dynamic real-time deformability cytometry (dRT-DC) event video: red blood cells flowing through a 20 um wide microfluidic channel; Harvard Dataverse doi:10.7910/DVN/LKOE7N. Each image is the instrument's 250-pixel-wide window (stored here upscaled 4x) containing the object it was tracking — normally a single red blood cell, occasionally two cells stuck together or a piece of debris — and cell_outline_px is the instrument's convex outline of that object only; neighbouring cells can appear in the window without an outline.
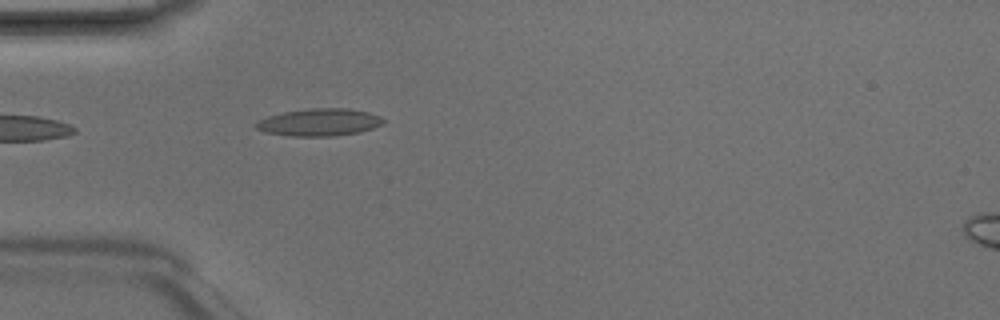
{"species": "Egyptian fruit bat (a non-hibernating species)", "species_latin": "Rousettus aegyptiacus", "temperature_condition": "room temperature", "stored_images_in_passage": 5, "camera_frame_rate_fps": 3000, "um_per_image_px": 0.085, "animal": {"sex": "male"}, "frame": {"image": 1, "passage_image": 4, "time_ms": 1.0, "image_size_px": [1000, 320], "cell_outline_px": [[384, 120], [380, 124], [372, 128], [360, 132], [332, 136], [288, 136], [264, 132], [256, 128], [252, 124], [268, 116], [284, 112], [312, 108], [348, 108], [368, 112], [380, 116]], "centroid_in_image_um": [27.1, 10.39], "position_along_channel_um": 57.9, "area_um2": 20.23}}